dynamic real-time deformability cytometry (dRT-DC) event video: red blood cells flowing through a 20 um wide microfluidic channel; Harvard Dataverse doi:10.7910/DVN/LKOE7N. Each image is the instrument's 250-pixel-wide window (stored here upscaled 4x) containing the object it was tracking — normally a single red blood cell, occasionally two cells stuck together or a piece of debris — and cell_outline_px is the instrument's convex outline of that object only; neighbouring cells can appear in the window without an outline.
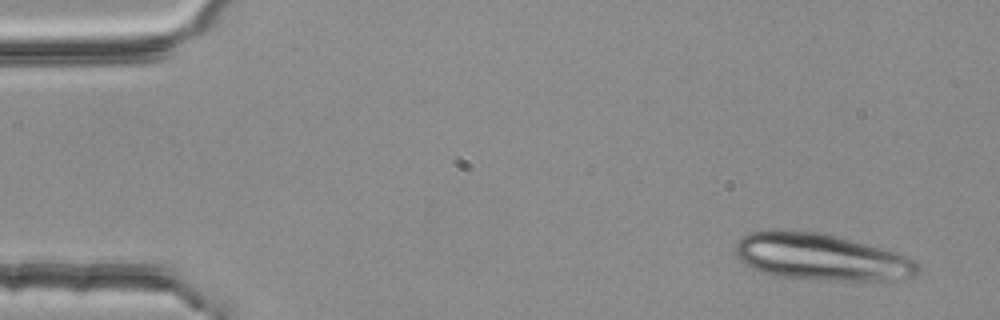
{"species": "common noctule bat (a hibernating species)", "species_latin": "Nyctalus noctula", "temperature_condition": "room temperature", "stored_images_in_passage": 5, "camera_frame_rate_fps": 3000, "um_per_image_px": 0.085, "animal": {"sex": "female", "body_mass_g": 25.1}, "frame": {"image": 1, "passage_image": 1, "time_ms": 0.0, "image_size_px": [1000, 320], "cell_outline_px": [[920, 268], [912, 276], [896, 280], [832, 280], [776, 276], [760, 272], [744, 264], [736, 256], [736, 244], [740, 236], [748, 232], [764, 228], [780, 228], [824, 232], [892, 252], [916, 260]], "centroid_in_image_um": [69.67, 21.81], "position_along_channel_um": 15.3, "area_um2": 50.05}}